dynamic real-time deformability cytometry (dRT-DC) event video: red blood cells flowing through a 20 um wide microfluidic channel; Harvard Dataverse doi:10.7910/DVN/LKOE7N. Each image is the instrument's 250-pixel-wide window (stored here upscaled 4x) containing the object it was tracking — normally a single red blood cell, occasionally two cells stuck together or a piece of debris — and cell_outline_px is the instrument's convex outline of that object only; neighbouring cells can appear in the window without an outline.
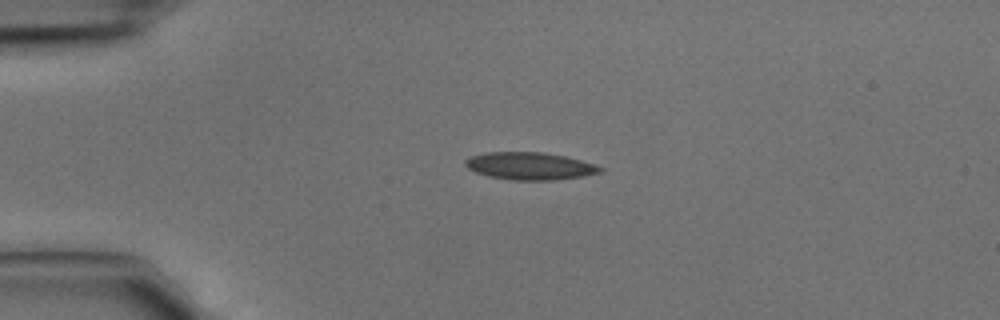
{"species": "common noctule bat (a hibernating species)", "species_latin": "Nyctalus noctula", "temperature_condition": "cold", "stored_images_in_passage": 3, "camera_frame_rate_fps": 3000, "um_per_image_px": 0.085, "animal": {"sex": "male", "body_mass_g": 15.6}, "frame": {"image": 1, "passage_image": 2, "time_ms": 0.333, "image_size_px": [1000, 320], "cell_outline_px": [[604, 172], [584, 176], [552, 180], [512, 180], [488, 176], [476, 172], [468, 168], [464, 164], [464, 160], [472, 156], [488, 152], [544, 152], [564, 156], [580, 160], [604, 168]], "centroid_in_image_um": [45.04, 14.11], "position_along_channel_um": 40.0, "area_um2": 21.5}}